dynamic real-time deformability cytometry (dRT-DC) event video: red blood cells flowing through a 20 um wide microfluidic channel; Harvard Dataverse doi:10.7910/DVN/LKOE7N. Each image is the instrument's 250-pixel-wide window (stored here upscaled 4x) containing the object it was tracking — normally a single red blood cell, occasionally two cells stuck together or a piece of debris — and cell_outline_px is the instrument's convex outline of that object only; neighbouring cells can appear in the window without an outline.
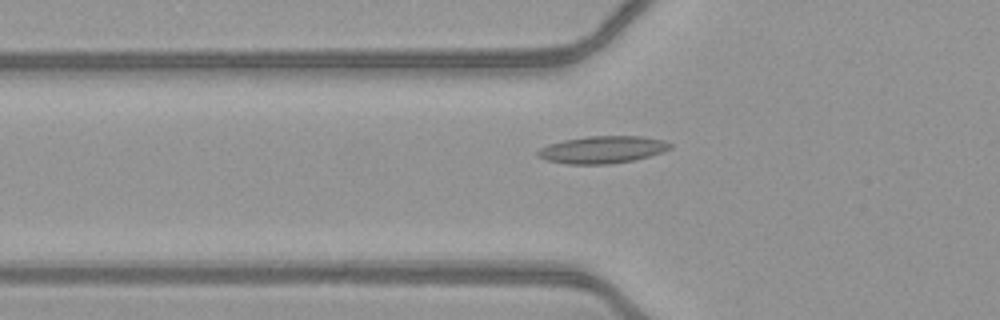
{"species": "common noctule bat (a hibernating species)", "species_latin": "Nyctalus noctula", "temperature_condition": "warm", "stored_images_in_passage": 20, "camera_frame_rate_fps": 3000, "um_per_image_px": 0.085, "animal": {"sex": "female", "body_mass_g": 21.9}, "frame": {"image": 1, "passage_image": 6, "time_ms": 1.667, "image_size_px": [1000, 320], "cell_outline_px": [[672, 148], [664, 152], [632, 160], [608, 164], [568, 164], [548, 160], [536, 156], [536, 152], [540, 148], [548, 144], [564, 140], [588, 136], [640, 136], [664, 140], [672, 144]], "centroid_in_image_um": [51.21, 12.71], "position_along_channel_um": 74.6, "area_um2": 20.98}}
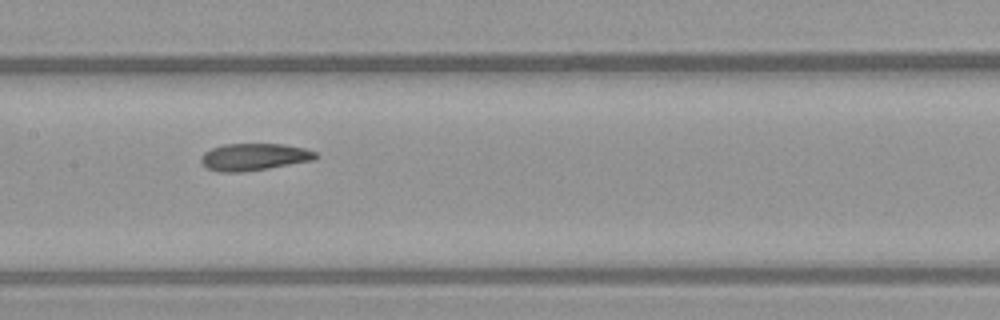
{"frame": {"image": 2, "passage_image": 14, "time_ms": 4.333, "image_size_px": [1000, 320], "cell_outline_px": [[320, 156], [316, 160], [268, 168], [240, 172], [220, 172], [208, 168], [200, 160], [200, 156], [204, 152], [212, 148], [224, 144], [284, 144], [304, 148], [316, 152]], "centroid_in_image_um": [21.63, 13.33], "position_along_channel_um": 185.8, "area_um2": 18.15}}
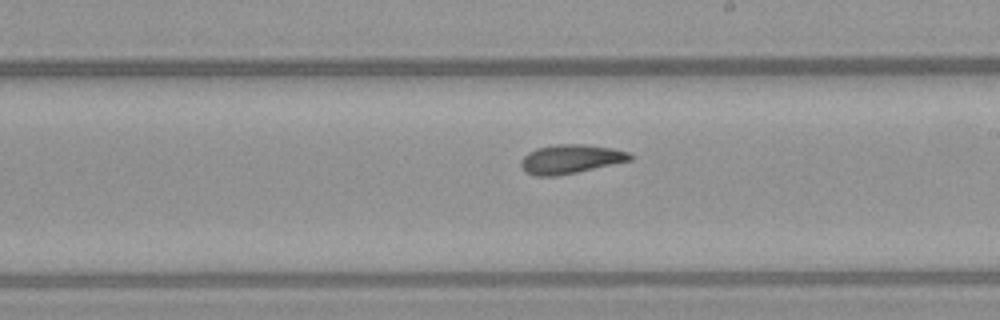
{"frame": {"image": 3, "passage_image": 18, "time_ms": 5.667, "image_size_px": [1000, 320], "cell_outline_px": [[632, 160], [576, 172], [556, 176], [536, 176], [524, 172], [520, 164], [520, 160], [528, 152], [536, 148], [556, 144], [584, 144], [612, 148], [628, 152], [632, 156]], "centroid_in_image_um": [48.46, 13.52], "position_along_channel_um": 240.5, "area_um2": 18.44}}